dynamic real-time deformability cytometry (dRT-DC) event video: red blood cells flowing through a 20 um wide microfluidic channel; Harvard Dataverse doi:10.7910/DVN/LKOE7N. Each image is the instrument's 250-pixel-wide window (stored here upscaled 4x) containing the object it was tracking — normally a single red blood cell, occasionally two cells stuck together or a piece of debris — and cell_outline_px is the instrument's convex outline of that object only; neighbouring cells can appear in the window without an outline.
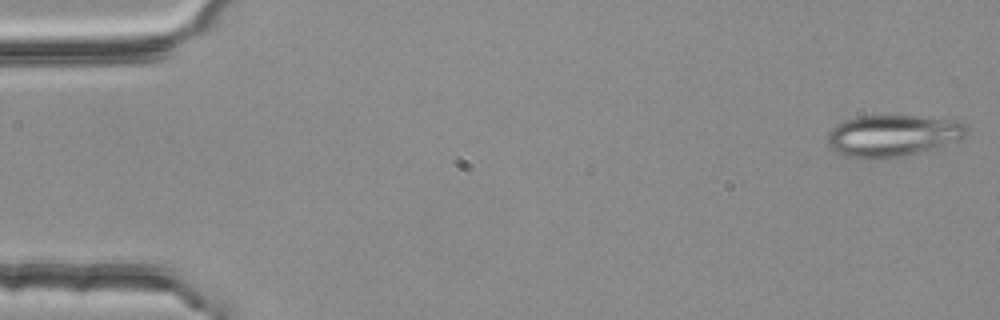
{"species": "common noctule bat (a hibernating species)", "species_latin": "Nyctalus noctula", "temperature_condition": "room temperature", "stored_images_in_passage": 4, "camera_frame_rate_fps": 3000, "um_per_image_px": 0.085, "animal": {"sex": "female", "body_mass_g": 25.1}, "frame": {"image": 1, "passage_image": 1, "time_ms": 0.0, "image_size_px": [1000, 320], "cell_outline_px": [[968, 132], [960, 140], [904, 156], [876, 160], [844, 156], [836, 152], [828, 144], [828, 132], [836, 124], [844, 120], [860, 116], [916, 116], [964, 124], [968, 128]], "centroid_in_image_um": [75.79, 11.56], "position_along_channel_um": 9.2, "area_um2": 33.41}}